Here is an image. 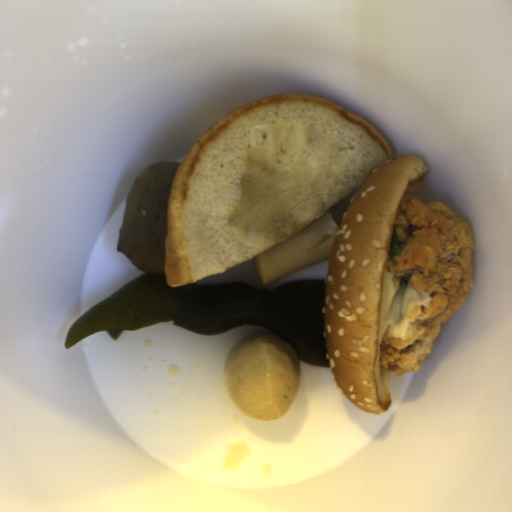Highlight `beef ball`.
Listing matches in <instances>:
<instances>
[{
	"instance_id": "beef-ball-1",
	"label": "beef ball",
	"mask_w": 512,
	"mask_h": 512,
	"mask_svg": "<svg viewBox=\"0 0 512 512\" xmlns=\"http://www.w3.org/2000/svg\"><path fill=\"white\" fill-rule=\"evenodd\" d=\"M180 161L154 163L134 178L125 197L116 252L123 253L144 274L167 280V209Z\"/></svg>"
}]
</instances>
